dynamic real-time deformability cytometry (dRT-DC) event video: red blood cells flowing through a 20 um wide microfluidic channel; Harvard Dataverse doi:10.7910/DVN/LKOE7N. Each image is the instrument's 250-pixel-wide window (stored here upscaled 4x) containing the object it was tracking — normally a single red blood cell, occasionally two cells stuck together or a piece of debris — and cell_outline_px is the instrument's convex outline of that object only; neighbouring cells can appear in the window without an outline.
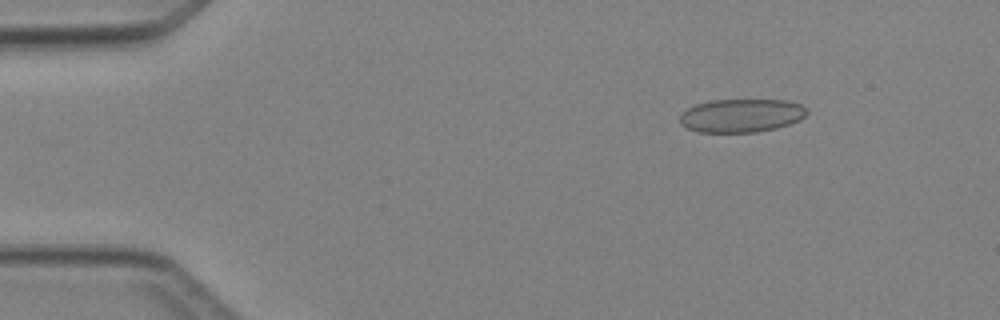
{"species": "Egyptian fruit bat (a non-hibernating species)", "species_latin": "Rousettus aegyptiacus", "temperature_condition": "cold", "stored_images_in_passage": 4, "camera_frame_rate_fps": 3000, "um_per_image_px": 0.085, "animal": {"sex": "female"}, "frame": {"image": 1, "passage_image": 2, "time_ms": 1.0, "image_size_px": [1000, 320], "cell_outline_px": [[808, 112], [800, 120], [776, 128], [756, 132], [700, 132], [688, 128], [680, 124], [680, 116], [688, 108], [696, 104], [712, 100], [784, 100], [800, 104]], "centroid_in_image_um": [63.01, 9.82], "position_along_channel_um": 22.0, "area_um2": 24.51}}